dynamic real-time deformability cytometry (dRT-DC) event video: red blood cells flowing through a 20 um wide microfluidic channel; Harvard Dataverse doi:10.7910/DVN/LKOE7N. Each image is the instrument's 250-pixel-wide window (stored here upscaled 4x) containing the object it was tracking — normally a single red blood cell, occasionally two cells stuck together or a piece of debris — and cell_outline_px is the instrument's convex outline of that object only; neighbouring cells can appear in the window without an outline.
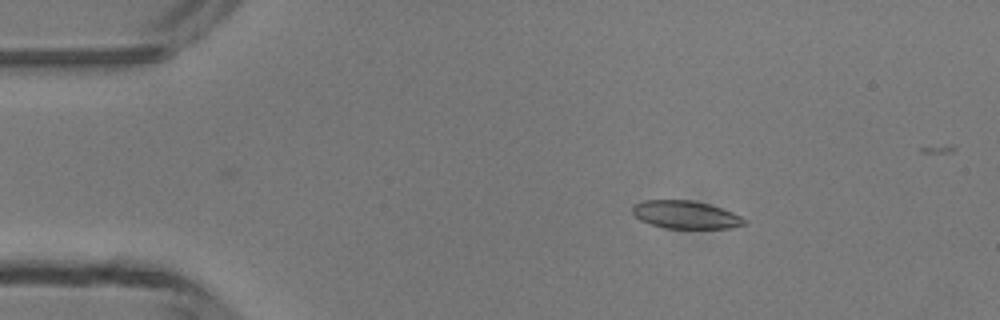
{"species": "common noctule bat (a hibernating species)", "species_latin": "Nyctalus noctula", "temperature_condition": "room temperature", "stored_images_in_passage": 3, "camera_frame_rate_fps": 3000, "um_per_image_px": 0.085, "animal": {"sex": "male", "body_mass_g": 13.3}, "frame": {"image": 1, "passage_image": 1, "time_ms": 0.0, "image_size_px": [1000, 320], "cell_outline_px": [[748, 220], [744, 224], [728, 228], [664, 228], [640, 220], [632, 212], [632, 204], [644, 200], [692, 200], [708, 204], [732, 212]], "centroid_in_image_um": [58.25, 18.24], "position_along_channel_um": 26.8, "area_um2": 18.03}}